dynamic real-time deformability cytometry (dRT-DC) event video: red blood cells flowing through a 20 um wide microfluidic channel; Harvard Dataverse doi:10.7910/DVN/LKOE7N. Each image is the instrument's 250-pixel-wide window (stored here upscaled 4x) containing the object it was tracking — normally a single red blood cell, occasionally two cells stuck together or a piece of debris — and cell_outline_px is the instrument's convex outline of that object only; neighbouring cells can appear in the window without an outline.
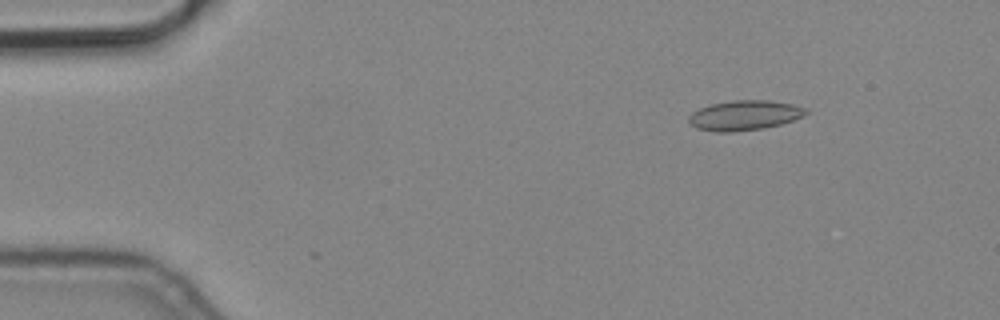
{"species": "common noctule bat (a hibernating species)", "species_latin": "Nyctalus noctula", "temperature_condition": "cold", "stored_images_in_passage": 9, "camera_frame_rate_fps": 3000, "um_per_image_px": 0.085, "animal": {"sex": "male", "body_mass_g": 19.2, "forearm_length_mm": 51.8}, "frame": {"image": 1, "passage_image": 1, "time_ms": 0.0, "image_size_px": [1000, 320], "cell_outline_px": [[808, 112], [804, 116], [780, 124], [764, 128], [732, 132], [716, 132], [696, 128], [688, 124], [688, 116], [692, 112], [700, 108], [712, 104], [732, 100], [768, 100], [792, 104], [808, 108]], "centroid_in_image_um": [63.26, 9.8], "position_along_channel_um": 21.7, "area_um2": 20.52}}
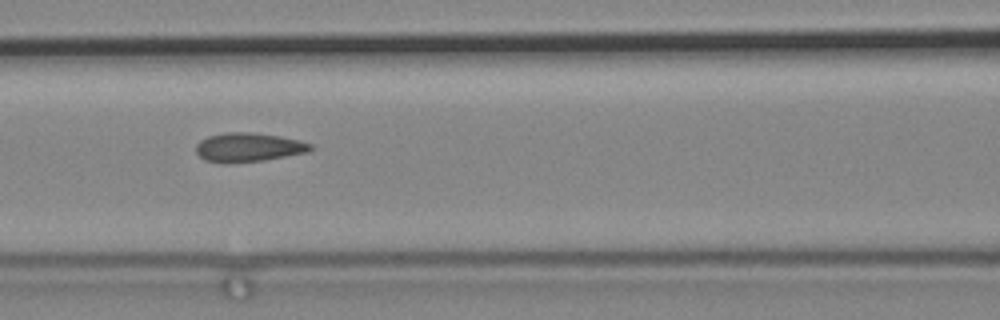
{"frame": {"image": 2, "passage_image": 6, "time_ms": 1.667, "image_size_px": [1000, 320], "cell_outline_px": [[312, 148], [308, 152], [264, 160], [204, 160], [196, 152], [196, 144], [200, 140], [208, 136], [228, 132], [248, 132], [280, 136], [300, 140], [312, 144]], "centroid_in_image_um": [21.16, 12.47], "position_along_channel_um": 145.4, "area_um2": 18.55}}
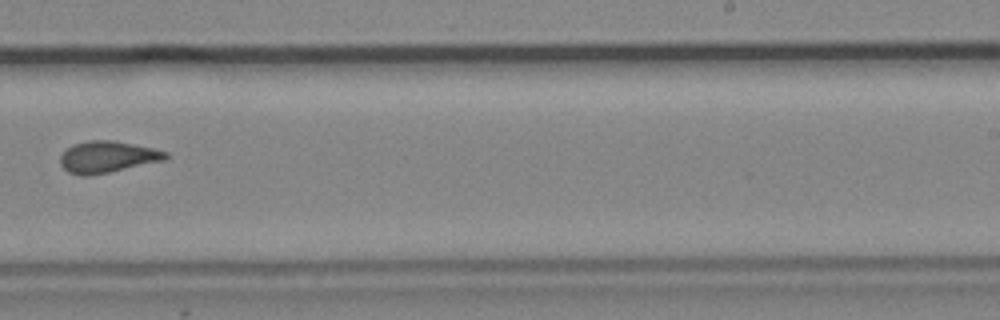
{"frame": {"image": 3, "passage_image": 9, "time_ms": 2.667, "image_size_px": [1000, 320], "cell_outline_px": [[168, 156], [164, 160], [92, 176], [84, 176], [68, 172], [60, 164], [60, 156], [72, 144], [88, 140], [112, 140], [152, 148], [168, 152]], "centroid_in_image_um": [9.1, 13.34], "position_along_channel_um": 279.9, "area_um2": 19.31}}